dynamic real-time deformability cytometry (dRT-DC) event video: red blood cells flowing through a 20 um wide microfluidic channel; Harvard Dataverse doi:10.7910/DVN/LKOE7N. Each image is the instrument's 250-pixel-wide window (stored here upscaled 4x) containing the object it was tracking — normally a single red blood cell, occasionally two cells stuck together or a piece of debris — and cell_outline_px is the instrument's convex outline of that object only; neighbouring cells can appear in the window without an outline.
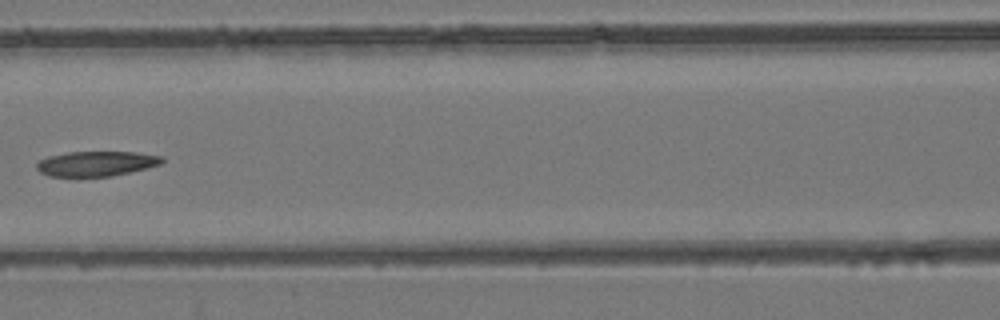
{"species": "common noctule bat (a hibernating species)", "species_latin": "Nyctalus noctula", "temperature_condition": "room temperature", "stored_images_in_passage": 8, "camera_frame_rate_fps": 3000, "um_per_image_px": 0.085, "animal": {"sex": "female", "body_mass_g": 24.6, "forearm_length_mm": 56.2}, "frame": {"image": 1, "passage_image": 7, "time_ms": 7.0, "image_size_px": [1000, 320], "cell_outline_px": [[164, 160], [160, 164], [112, 176], [48, 176], [40, 172], [36, 168], [36, 164], [40, 160], [48, 156], [68, 152], [136, 152], [164, 156]], "centroid_in_image_um": [8.17, 13.9], "position_along_channel_um": 158.4, "area_um2": 18.09}}
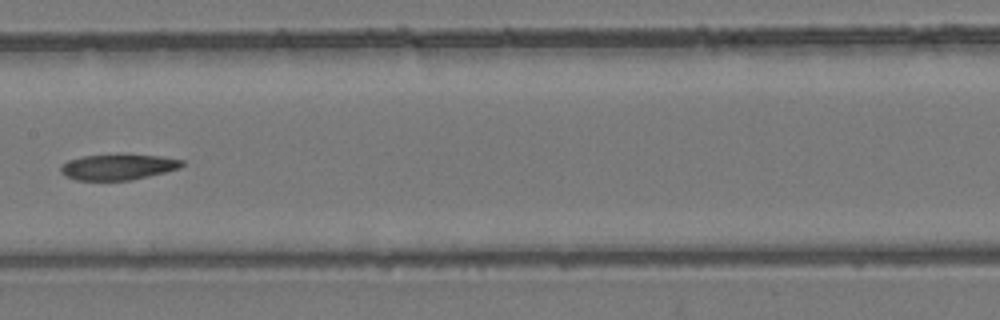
{"frame": {"image": 2, "passage_image": 8, "time_ms": 8.0, "image_size_px": [1000, 320], "cell_outline_px": [[184, 164], [180, 168], [132, 180], [76, 180], [64, 176], [60, 172], [60, 168], [68, 160], [84, 156], [160, 156], [184, 160]], "centroid_in_image_um": [10.02, 14.22], "position_along_channel_um": 197.4, "area_um2": 17.63}}